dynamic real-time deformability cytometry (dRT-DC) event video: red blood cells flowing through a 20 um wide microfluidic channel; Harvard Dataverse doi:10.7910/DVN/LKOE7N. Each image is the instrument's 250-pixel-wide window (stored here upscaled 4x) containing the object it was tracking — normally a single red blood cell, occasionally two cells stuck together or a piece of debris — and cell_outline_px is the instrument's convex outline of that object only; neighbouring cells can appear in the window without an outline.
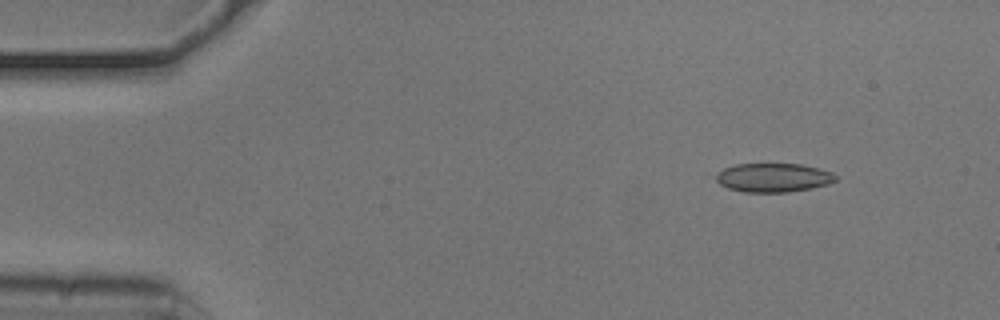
{"species": "common noctule bat (a hibernating species)", "species_latin": "Nyctalus noctula", "temperature_condition": "cold", "stored_images_in_passage": 54, "camera_frame_rate_fps": 3000, "um_per_image_px": 0.085, "animal": {"sex": "male", "body_mass_g": 20.5, "forearm_length_mm": 52.5}, "frame": {"image": 1, "passage_image": 6, "time_ms": 1.667, "image_size_px": [1000, 320], "cell_outline_px": [[836, 180], [828, 184], [812, 188], [788, 192], [744, 192], [728, 188], [720, 184], [716, 180], [716, 176], [724, 168], [736, 164], [800, 164], [832, 172], [836, 176]], "centroid_in_image_um": [65.74, 15.1], "position_along_channel_um": 19.3, "area_um2": 19.94}}
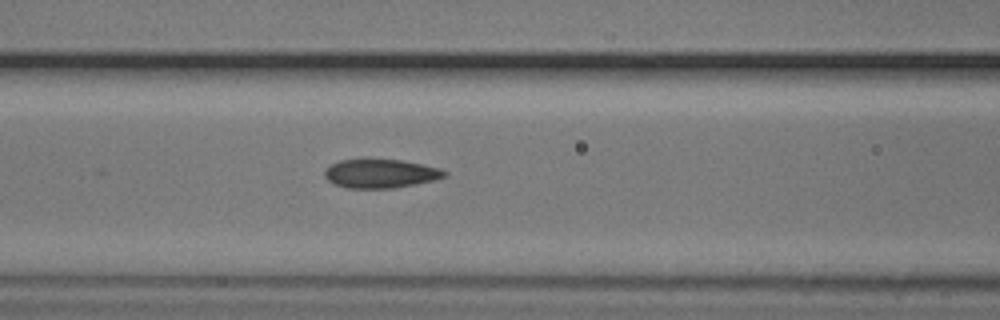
{"frame": {"image": 2, "passage_image": 22, "time_ms": 7.0, "image_size_px": [1000, 320], "cell_outline_px": [[448, 176], [416, 184], [396, 188], [348, 188], [336, 184], [328, 180], [324, 176], [324, 172], [332, 164], [340, 160], [368, 156], [404, 160], [440, 168], [448, 172]], "centroid_in_image_um": [32.36, 14.7], "position_along_channel_um": 134.2, "area_um2": 20.87}}
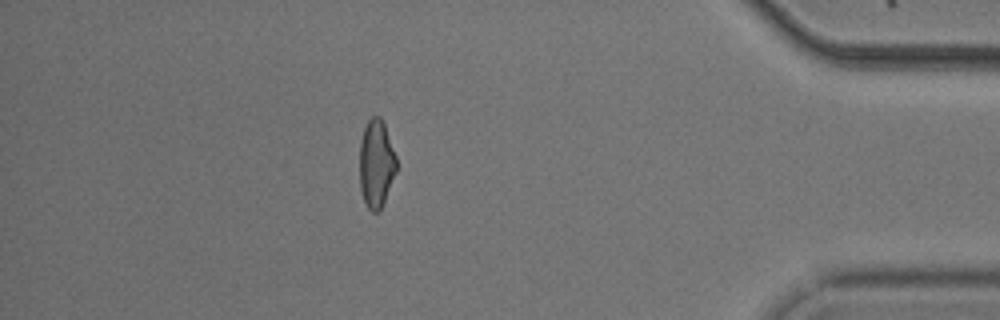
{"frame": {"image": 3, "passage_image": 47, "time_ms": 15.333, "image_size_px": [1000, 320], "cell_outline_px": [[396, 172], [380, 212], [372, 212], [368, 208], [364, 200], [360, 188], [360, 140], [364, 128], [368, 120], [372, 116], [380, 116], [384, 124], [396, 156]], "centroid_in_image_um": [31.98, 13.92], "position_along_channel_um": 403.2, "area_um2": 18.84}, "authors_computed_cell_mechanics": {"area_um2": 20.2011, "velocity_mm_per_s": 3.742, "shape_relaxation_time_tau1_ms": 3.0476, "shape_relaxation_time_tau2_ms": 2.5441, "deformation_change_tau1": 0.0967, "deformation_change_tau2": 0.0703}}